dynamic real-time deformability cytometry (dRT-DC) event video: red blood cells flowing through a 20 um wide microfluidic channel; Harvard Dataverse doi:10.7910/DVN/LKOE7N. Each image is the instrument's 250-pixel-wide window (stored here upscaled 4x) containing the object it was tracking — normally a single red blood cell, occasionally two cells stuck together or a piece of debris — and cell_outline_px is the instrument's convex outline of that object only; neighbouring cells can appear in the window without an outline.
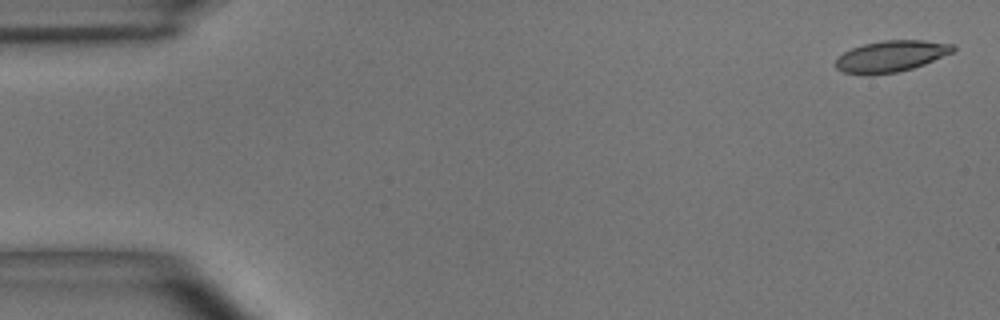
{"species": "common noctule bat (a hibernating species)", "species_latin": "Nyctalus noctula", "temperature_condition": "room temperature", "stored_images_in_passage": 54, "camera_frame_rate_fps": 3000, "um_per_image_px": 0.085, "animal": {"sex": "male", "body_mass_g": 15.6}, "frame": {"image": 1, "passage_image": 1, "time_ms": 0.0, "image_size_px": [1000, 320], "cell_outline_px": [[956, 48], [952, 52], [924, 64], [912, 68], [896, 72], [844, 72], [836, 68], [836, 56], [852, 48], [864, 44], [884, 40], [924, 40], [952, 44]], "centroid_in_image_um": [75.76, 4.73], "position_along_channel_um": 9.2, "area_um2": 20.63}}
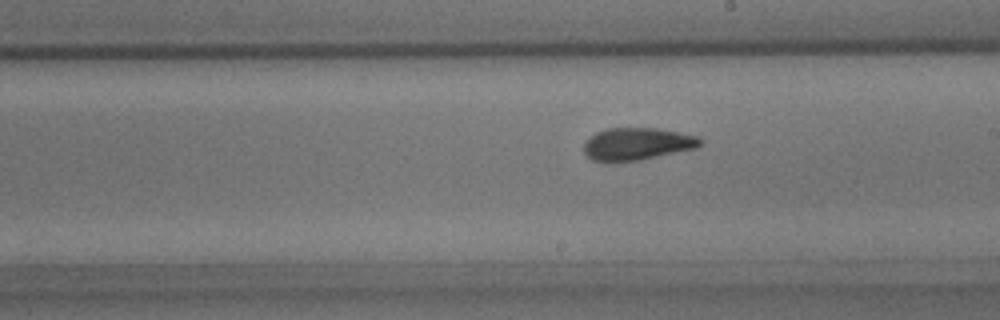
{"frame": {"image": 2, "passage_image": 30, "time_ms": 9.667, "image_size_px": [1000, 320], "cell_outline_px": [[704, 140], [696, 148], [640, 160], [592, 160], [584, 152], [584, 144], [596, 132], [608, 128], [656, 128], [680, 132], [696, 136]], "centroid_in_image_um": [54.2, 12.21], "position_along_channel_um": 234.8, "area_um2": 21.5}}
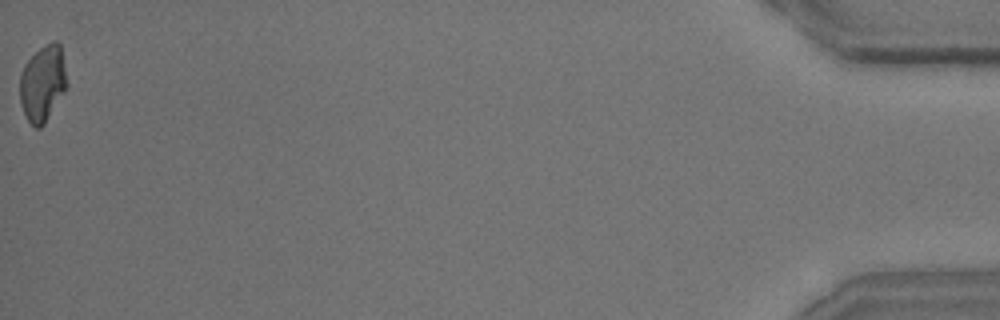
{"frame": {"image": 3, "passage_image": 54, "time_ms": 17.667, "image_size_px": [1000, 320], "cell_outline_px": [[68, 84], [64, 92], [44, 124], [40, 128], [36, 128], [28, 120], [20, 104], [20, 72], [24, 64], [44, 44], [52, 40], [56, 40], [60, 44]], "centroid_in_image_um": [3.63, 7.06], "position_along_channel_um": 431.6, "area_um2": 20.87}, "authors_computed_cell_mechanics": {"area_um2": 21.675, "velocity_mm_per_s": 3.6506, "shape_relaxation_time_tau1_ms": 4.3523, "shape_relaxation_time_tau2_ms": 1.8367, "deformation_change_tau1": 0.1417, "deformation_change_tau2": 0.0895}}